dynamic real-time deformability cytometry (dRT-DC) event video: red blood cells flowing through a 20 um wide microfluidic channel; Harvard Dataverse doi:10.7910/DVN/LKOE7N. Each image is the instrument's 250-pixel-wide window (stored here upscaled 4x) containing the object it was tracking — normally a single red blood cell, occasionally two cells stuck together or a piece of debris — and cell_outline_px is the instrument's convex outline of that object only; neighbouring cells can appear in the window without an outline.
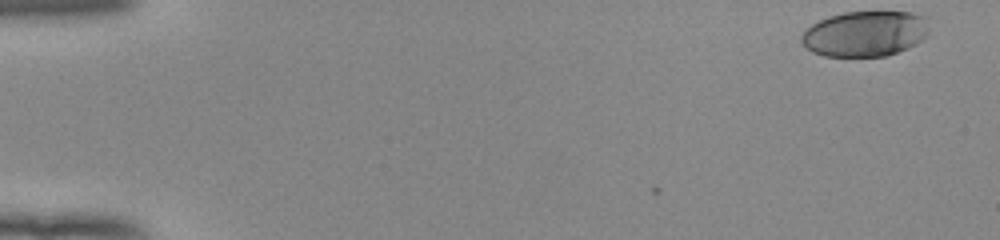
{"species": "human", "species_latin": "Homo sapiens", "temperature_condition": "room temperature", "stored_images_in_passage": 52, "camera_frame_rate_fps": 3000, "um_per_image_px": 0.085, "donor": {"sex": "female"}, "frame": {"image": 1, "passage_image": 1, "time_ms": 0.0, "image_size_px": [1000, 240], "cell_outline_px": [[928, 36], [916, 44], [908, 48], [884, 56], [824, 56], [812, 52], [800, 40], [800, 36], [812, 24], [828, 16], [844, 12], [912, 12], [924, 16], [928, 28]], "centroid_in_image_um": [73.54, 2.86], "position_along_channel_um": 11.5, "area_um2": 33.81}}
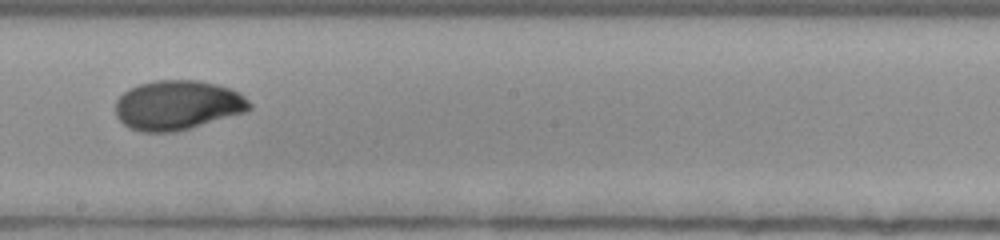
{"frame": {"image": 2, "passage_image": 30, "time_ms": 9.667, "image_size_px": [1000, 240], "cell_outline_px": [[252, 108], [244, 112], [176, 132], [140, 132], [128, 128], [116, 116], [116, 100], [128, 88], [140, 84], [156, 80], [200, 80], [232, 88], [240, 92], [252, 104]], "centroid_in_image_um": [15.09, 8.93], "position_along_channel_um": 233.1, "area_um2": 38.84}}
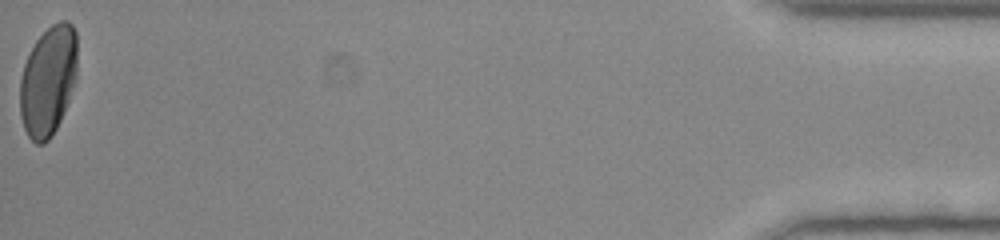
{"frame": {"image": 3, "passage_image": 52, "time_ms": 17.0, "image_size_px": [1000, 240], "cell_outline_px": [[76, 76], [68, 100], [60, 120], [52, 136], [44, 144], [36, 144], [28, 136], [24, 128], [20, 116], [20, 80], [24, 64], [36, 40], [52, 24], [60, 20], [68, 20], [72, 24], [76, 32]], "centroid_in_image_um": [4.08, 6.87], "position_along_channel_um": 431.1, "area_um2": 36.53}, "authors_computed_cell_mechanics": {"area_um2": 37.3099, "velocity_mm_per_s": 3.9257, "shape_relaxation_time_tau1_ms": 4.347, "shape_relaxation_time_tau2_ms": null, "deformation_change_tau1": 0.1646, "deformation_change_tau2": null}}